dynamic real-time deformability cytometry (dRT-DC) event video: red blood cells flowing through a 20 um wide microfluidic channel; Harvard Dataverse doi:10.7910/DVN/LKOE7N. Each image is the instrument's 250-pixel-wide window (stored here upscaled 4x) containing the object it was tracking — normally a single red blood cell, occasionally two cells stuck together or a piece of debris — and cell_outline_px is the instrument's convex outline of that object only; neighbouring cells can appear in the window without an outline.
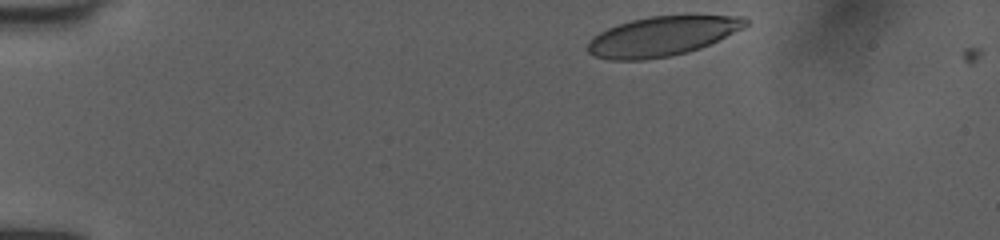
{"species": "human", "species_latin": "Homo sapiens", "temperature_condition": "room temperature", "stored_images_in_passage": 37, "camera_frame_rate_fps": 3000, "um_per_image_px": 0.085, "donor": {"sex": "female"}, "frame": {"image": 1, "passage_image": 1, "time_ms": 0.0, "image_size_px": [1000, 240], "cell_outline_px": [[748, 24], [744, 28], [700, 48], [668, 56], [644, 60], [608, 60], [592, 56], [588, 52], [588, 40], [592, 36], [616, 24], [632, 20], [652, 16], [744, 16], [748, 20]], "centroid_in_image_um": [56.23, 3.08], "position_along_channel_um": 28.8, "area_um2": 36.18}}
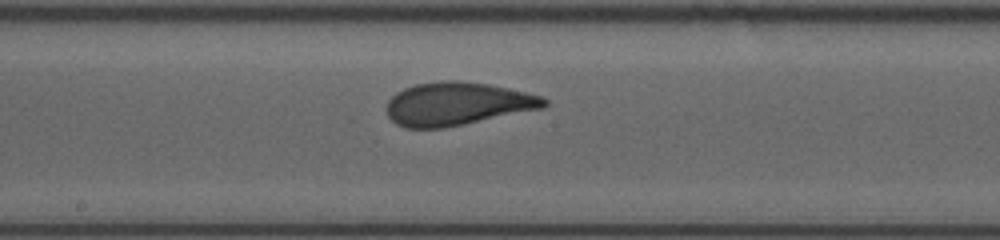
{"frame": {"image": 2, "passage_image": 21, "time_ms": 6.667, "image_size_px": [1000, 240], "cell_outline_px": [[548, 104], [544, 108], [444, 128], [404, 128], [396, 124], [388, 116], [388, 100], [396, 92], [404, 88], [416, 84], [440, 80], [460, 80], [488, 84], [524, 92], [540, 96], [548, 100]], "centroid_in_image_um": [38.85, 8.82], "position_along_channel_um": 209.3, "area_um2": 39.54}}
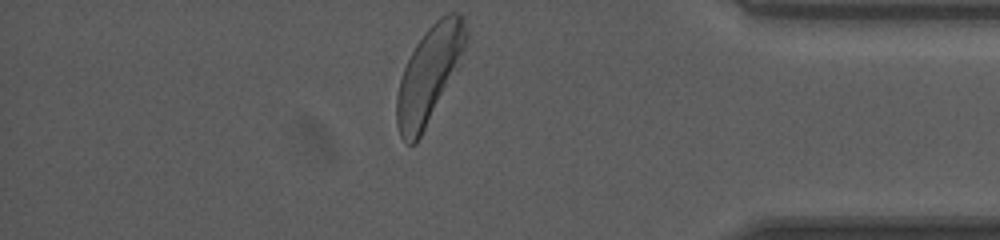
{"frame": {"image": 3, "passage_image": 37, "time_ms": 12.0, "image_size_px": [1000, 240], "cell_outline_px": [[468, 40], [460, 64], [416, 144], [408, 144], [400, 136], [396, 124], [396, 100], [400, 80], [404, 68], [416, 44], [424, 32], [440, 16], [448, 12], [460, 12], [468, 32]], "centroid_in_image_um": [36.49, 6.3], "position_along_channel_um": 398.7, "area_um2": 38.55}, "authors_computed_cell_mechanics": {"area_um2": 38.7838, "velocity_mm_per_s": 4.0058, "shape_relaxation_time_tau1_ms": 3.0709, "shape_relaxation_time_tau2_ms": 0.871, "deformation_change_tau1": 0.1504, "deformation_change_tau2": 0.0787}}